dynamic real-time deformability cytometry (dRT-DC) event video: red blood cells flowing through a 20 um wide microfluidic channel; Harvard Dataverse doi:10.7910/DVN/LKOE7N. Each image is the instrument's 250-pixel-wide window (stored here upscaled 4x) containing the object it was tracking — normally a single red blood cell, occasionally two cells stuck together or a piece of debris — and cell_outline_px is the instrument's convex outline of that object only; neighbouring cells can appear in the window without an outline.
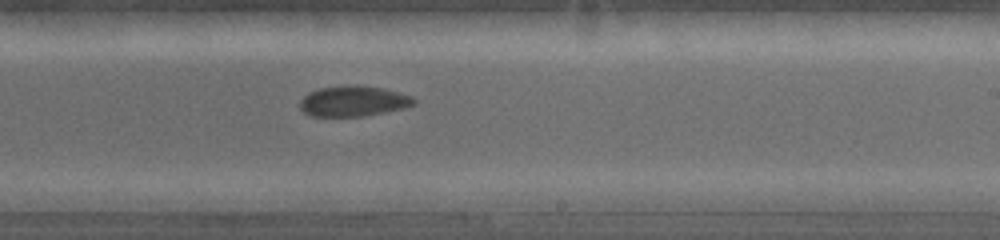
{"species": "common noctule bat (a hibernating species)", "species_latin": "Nyctalus noctula", "temperature_condition": "warm", "stored_images_in_passage": 17, "camera_frame_rate_fps": 5000, "um_per_image_px": 0.085, "animal": {"sex": "female", "body_mass_g": 19.0, "forearm_length_mm": 53.3}, "frame": {"image": 1, "passage_image": 17, "time_ms": 3.0, "image_size_px": [1000, 240], "cell_outline_px": [[416, 100], [412, 104], [400, 108], [360, 116], [312, 116], [304, 112], [300, 108], [300, 100], [304, 96], [320, 88], [356, 84], [380, 88], [412, 96]], "centroid_in_image_um": [29.98, 8.59], "position_along_channel_um": 259.0, "area_um2": 19.65}}